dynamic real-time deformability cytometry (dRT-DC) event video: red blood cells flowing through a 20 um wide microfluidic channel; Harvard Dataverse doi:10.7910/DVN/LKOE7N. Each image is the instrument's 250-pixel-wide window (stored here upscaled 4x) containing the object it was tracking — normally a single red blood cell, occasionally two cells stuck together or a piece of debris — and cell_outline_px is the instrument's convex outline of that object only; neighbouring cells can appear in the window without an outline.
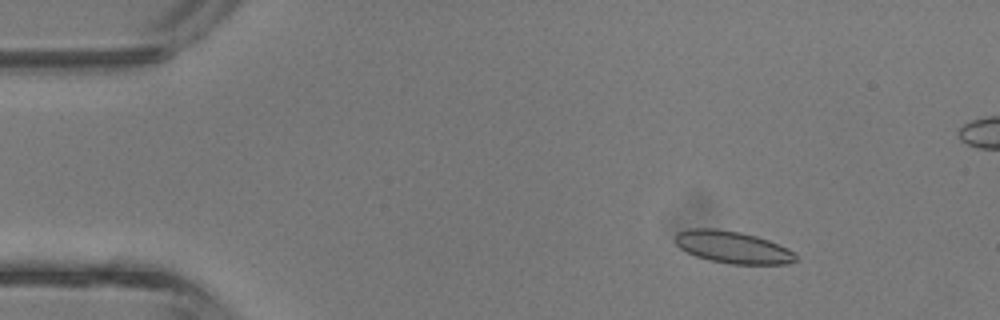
{"species": "common noctule bat (a hibernating species)", "species_latin": "Nyctalus noctula", "temperature_condition": "room temperature", "stored_images_in_passage": 44, "camera_frame_rate_fps": 3000, "um_per_image_px": 0.085, "animal": {"sex": "male", "body_mass_g": 13.3}, "frame": {"image": 1, "passage_image": 6, "time_ms": 1.667, "image_size_px": [1000, 320], "cell_outline_px": [[796, 260], [788, 264], [728, 264], [708, 260], [696, 256], [680, 248], [676, 244], [676, 236], [680, 232], [688, 228], [712, 228], [740, 232], [756, 236], [768, 240], [788, 248], [796, 256]], "centroid_in_image_um": [62.28, 21.02], "position_along_channel_um": 22.7, "area_um2": 22.43}}
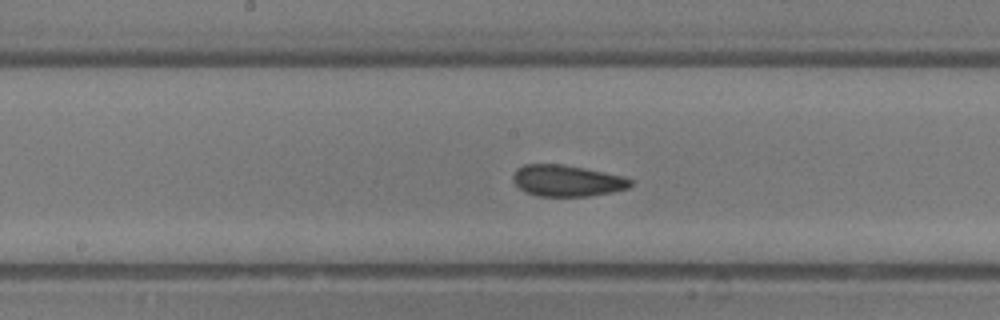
{"frame": {"image": 2, "passage_image": 22, "time_ms": 7.0, "image_size_px": [1000, 320], "cell_outline_px": [[632, 184], [628, 188], [612, 192], [588, 196], [536, 196], [524, 192], [512, 180], [512, 176], [516, 168], [524, 164], [564, 164], [624, 176], [632, 180]], "centroid_in_image_um": [48.17, 15.36], "position_along_channel_um": 200.0, "area_um2": 21.62}}
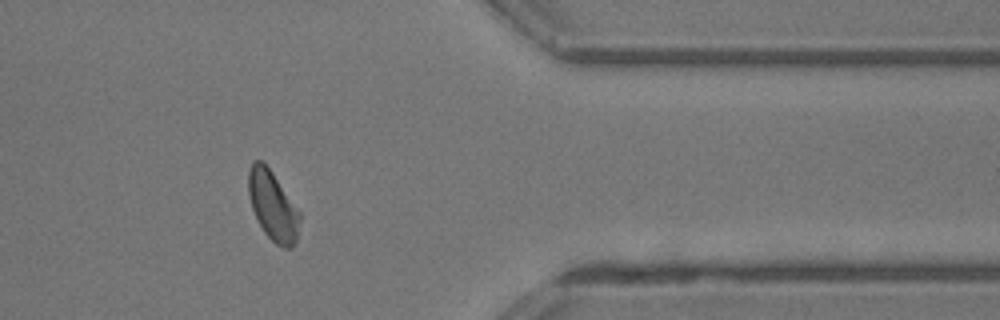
{"frame": {"image": 3, "passage_image": 35, "time_ms": 11.333, "image_size_px": [1000, 320], "cell_outline_px": [[300, 220], [296, 240], [292, 248], [284, 248], [276, 244], [264, 232], [252, 208], [248, 192], [248, 172], [252, 160], [260, 160], [272, 172], [300, 212]], "centroid_in_image_um": [23.18, 17.49], "position_along_channel_um": 388.2, "area_um2": 20.46}, "authors_computed_cell_mechanics": {"area_um2": 21.3282, "velocity_mm_per_s": 4.8107, "shape_relaxation_time_tau1_ms": 3.9456, "shape_relaxation_time_tau2_ms": 0.3805, "deformation_change_tau1": 0.0971, "deformation_change_tau2": 0.0486}}